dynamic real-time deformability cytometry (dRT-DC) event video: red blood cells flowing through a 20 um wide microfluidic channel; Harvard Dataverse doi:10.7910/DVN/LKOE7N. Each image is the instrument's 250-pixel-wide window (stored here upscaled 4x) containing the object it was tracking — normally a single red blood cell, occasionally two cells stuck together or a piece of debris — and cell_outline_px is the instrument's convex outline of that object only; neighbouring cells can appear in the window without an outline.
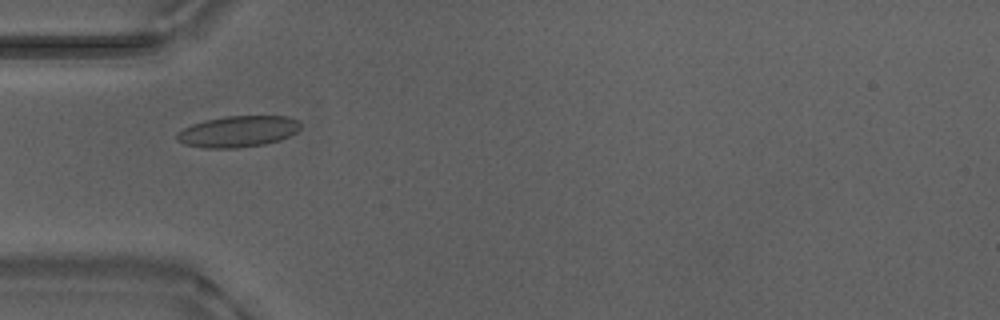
{"species": "Egyptian fruit bat (a non-hibernating species)", "species_latin": "Rousettus aegyptiacus", "temperature_condition": "warm", "stored_images_in_passage": 49, "camera_frame_rate_fps": 3000, "um_per_image_px": 0.085, "animal": {"sex": "male"}, "frame": {"image": 1, "passage_image": 14, "time_ms": 4.333, "image_size_px": [1000, 320], "cell_outline_px": [[300, 128], [296, 132], [280, 140], [264, 144], [236, 148], [208, 148], [184, 144], [176, 140], [176, 136], [184, 128], [192, 124], [204, 120], [224, 116], [288, 116], [300, 120]], "centroid_in_image_um": [20.25, 11.16], "position_along_channel_um": 64.7, "area_um2": 22.48}}
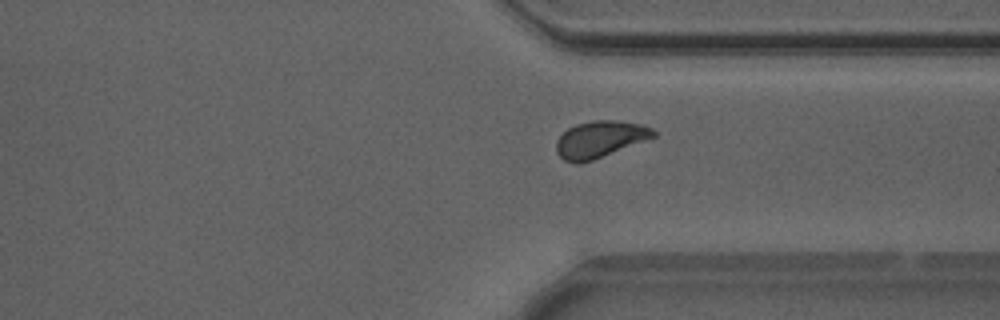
{"frame": {"image": 2, "passage_image": 37, "time_ms": 12.0, "image_size_px": [1000, 320], "cell_outline_px": [[656, 136], [592, 160], [576, 164], [564, 160], [556, 152], [556, 140], [568, 128], [576, 124], [596, 120], [620, 120], [640, 124], [652, 128], [656, 132]], "centroid_in_image_um": [50.97, 11.83], "position_along_channel_um": 360.4, "area_um2": 20.58}}
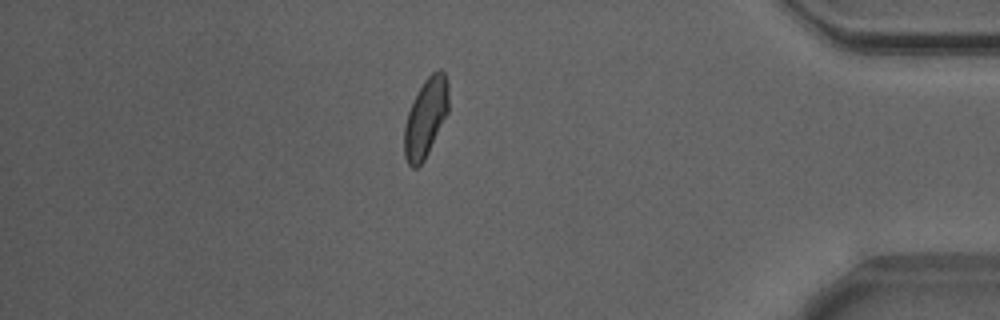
{"frame": {"image": 3, "passage_image": 43, "time_ms": 14.0, "image_size_px": [1000, 320], "cell_outline_px": [[448, 112], [424, 160], [416, 168], [412, 168], [408, 164], [404, 156], [404, 128], [408, 112], [424, 80], [432, 72], [440, 68], [444, 72], [448, 80]], "centroid_in_image_um": [36.19, 9.99], "position_along_channel_um": 399.0, "area_um2": 20.11}, "authors_computed_cell_mechanics": {"area_um2": 20.808, "velocity_mm_per_s": 3.8642, "shape_relaxation_time_tau1_ms": 5.9017, "shape_relaxation_time_tau2_ms": 0.976, "deformation_change_tau1": 0.1215, "deformation_change_tau2": 0.0666}}